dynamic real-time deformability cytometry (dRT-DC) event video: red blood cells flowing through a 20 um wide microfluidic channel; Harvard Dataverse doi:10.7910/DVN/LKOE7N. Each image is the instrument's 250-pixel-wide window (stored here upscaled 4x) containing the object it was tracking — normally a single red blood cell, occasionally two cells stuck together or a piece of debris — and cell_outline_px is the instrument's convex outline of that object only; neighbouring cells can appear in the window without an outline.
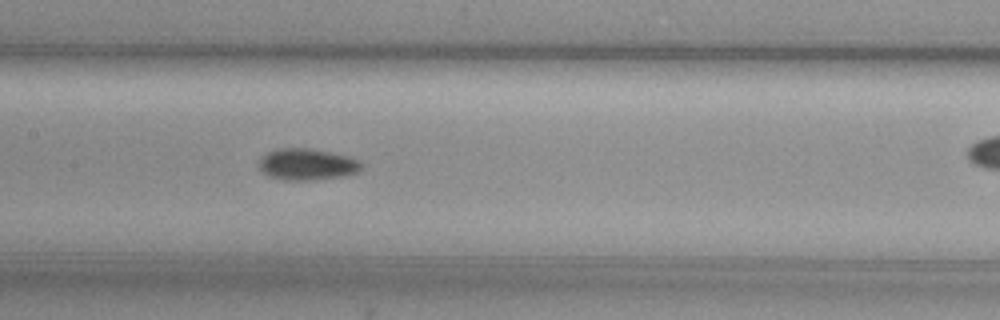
{"species": "common noctule bat (a hibernating species)", "species_latin": "Nyctalus noctula", "temperature_condition": "cold", "stored_images_in_passage": 44, "camera_frame_rate_fps": 3000, "um_per_image_px": 0.085, "animal": {"sex": "female", "body_mass_g": 29.2, "forearm_length_mm": 56.3}, "frame": {"image": 1, "passage_image": 26, "time_ms": 8.333, "image_size_px": [1000, 320], "cell_outline_px": [[360, 168], [356, 172], [344, 176], [312, 180], [284, 180], [268, 176], [256, 164], [268, 152], [280, 148], [308, 148], [348, 156], [360, 160]], "centroid_in_image_um": [26.07, 13.97], "position_along_channel_um": 181.3, "area_um2": 18.61}}